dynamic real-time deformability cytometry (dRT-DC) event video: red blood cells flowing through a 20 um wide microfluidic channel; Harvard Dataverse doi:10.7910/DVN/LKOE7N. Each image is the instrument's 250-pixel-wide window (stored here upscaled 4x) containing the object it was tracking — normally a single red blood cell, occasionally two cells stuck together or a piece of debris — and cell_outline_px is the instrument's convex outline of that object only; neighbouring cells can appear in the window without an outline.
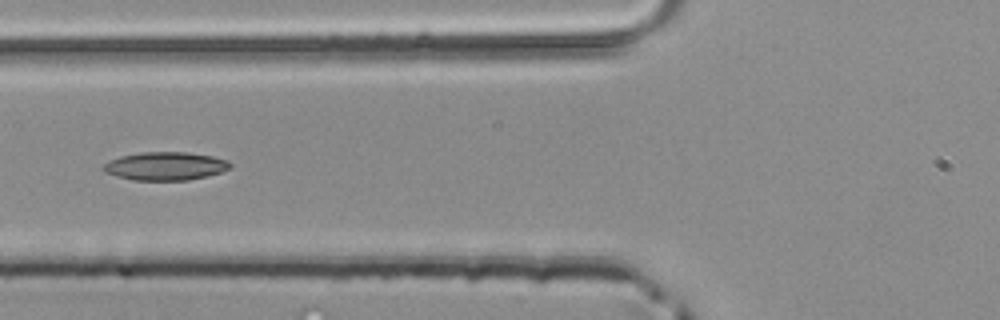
{"species": "common noctule bat (a hibernating species)", "species_latin": "Nyctalus noctula", "temperature_condition": "room temperature", "stored_images_in_passage": 25, "camera_frame_rate_fps": 3000, "um_per_image_px": 0.085, "animal": {"sex": "male", "body_mass_g": 20.4}, "frame": {"image": 1, "passage_image": 8, "time_ms": 2.333, "image_size_px": [1000, 320], "cell_outline_px": [[232, 164], [224, 172], [208, 176], [188, 180], [132, 180], [116, 176], [104, 172], [100, 168], [108, 160], [120, 156], [140, 152], [188, 152], [212, 156], [228, 160]], "centroid_in_image_um": [14.04, 14.12], "position_along_channel_um": 111.8, "area_um2": 21.15}}